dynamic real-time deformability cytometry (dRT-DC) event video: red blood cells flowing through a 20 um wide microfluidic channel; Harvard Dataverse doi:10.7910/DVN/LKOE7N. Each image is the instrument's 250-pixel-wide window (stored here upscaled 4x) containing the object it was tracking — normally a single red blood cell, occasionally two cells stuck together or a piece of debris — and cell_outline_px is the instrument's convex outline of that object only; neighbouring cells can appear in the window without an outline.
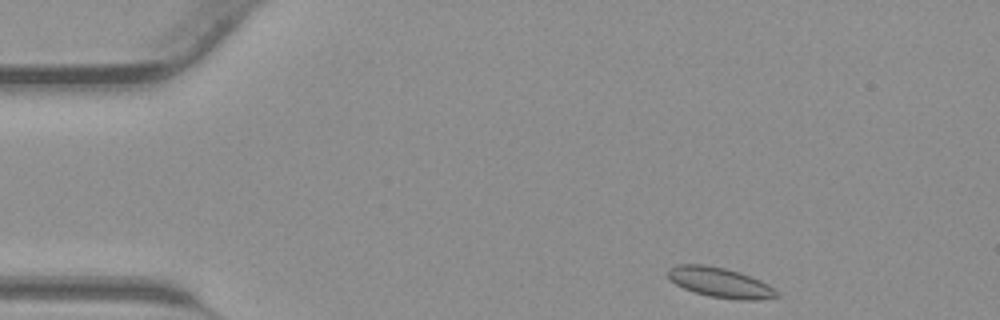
{"species": "common noctule bat (a hibernating species)", "species_latin": "Nyctalus noctula", "temperature_condition": "warm", "stored_images_in_passage": 38, "camera_frame_rate_fps": 3000, "um_per_image_px": 0.085, "animal": {"sex": "male", "body_mass_g": 23.1, "forearm_length_mm": 52.7}, "frame": {"image": 1, "passage_image": 1, "time_ms": 0.0, "image_size_px": [1000, 320], "cell_outline_px": [[780, 296], [756, 300], [740, 300], [708, 296], [684, 288], [676, 284], [668, 276], [668, 268], [680, 264], [704, 264], [724, 268], [740, 272], [760, 280], [768, 284]], "centroid_in_image_um": [61.2, 24.01], "position_along_channel_um": 23.8, "area_um2": 18.79}}
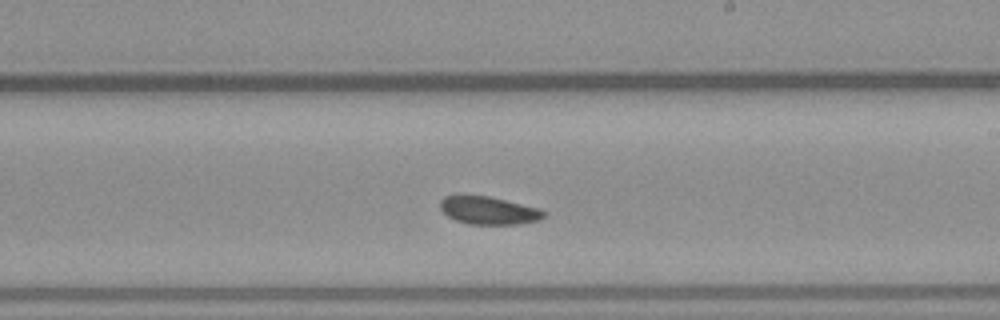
{"frame": {"image": 2, "passage_image": 20, "time_ms": 6.333, "image_size_px": [1000, 320], "cell_outline_px": [[548, 212], [540, 220], [520, 224], [468, 224], [456, 220], [448, 216], [440, 208], [440, 200], [444, 196], [488, 196], [540, 208]], "centroid_in_image_um": [41.58, 17.9], "position_along_channel_um": 247.4, "area_um2": 16.76}}
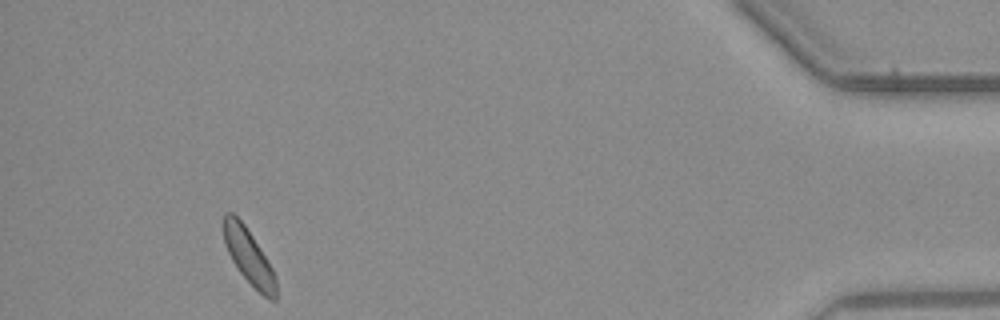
{"frame": {"image": 3, "passage_image": 35, "time_ms": 11.333, "image_size_px": [1000, 320], "cell_outline_px": [[276, 300], [268, 300], [240, 272], [232, 260], [224, 244], [224, 212], [232, 212], [244, 224], [260, 248], [272, 268], [276, 280]], "centroid_in_image_um": [21.14, 21.79], "position_along_channel_um": 414.1, "area_um2": 16.42}}